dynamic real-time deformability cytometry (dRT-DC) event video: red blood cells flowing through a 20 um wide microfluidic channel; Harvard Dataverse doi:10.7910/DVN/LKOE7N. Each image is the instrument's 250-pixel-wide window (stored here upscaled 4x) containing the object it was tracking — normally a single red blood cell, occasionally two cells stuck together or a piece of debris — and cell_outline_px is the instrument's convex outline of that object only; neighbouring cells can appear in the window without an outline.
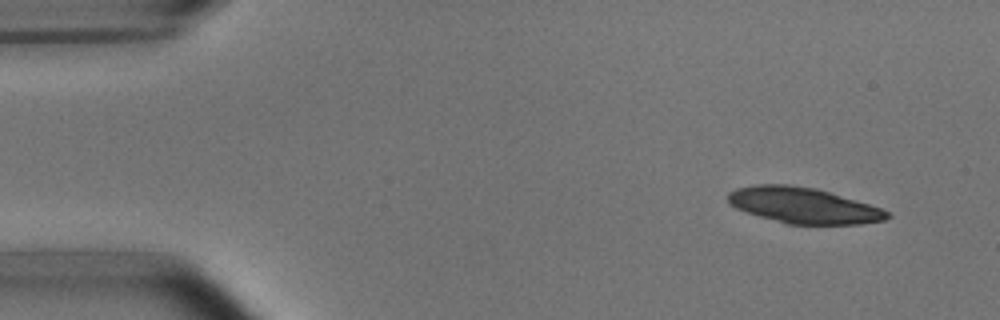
{"species": "common noctule bat (a hibernating species)", "species_latin": "Nyctalus noctula", "temperature_condition": "room temperature", "stored_images_in_passage": 6, "camera_frame_rate_fps": 3000, "um_per_image_px": 0.085, "animal": {"sex": "male", "body_mass_g": 15.6}, "frame": {"image": 1, "passage_image": 1, "time_ms": 0.0, "image_size_px": [1000, 320], "cell_outline_px": [[892, 216], [884, 220], [860, 224], [788, 224], [760, 216], [736, 208], [728, 204], [728, 192], [736, 188], [756, 184], [788, 184], [816, 188], [868, 204], [880, 208], [888, 212]], "centroid_in_image_um": [68.26, 17.45], "position_along_channel_um": 16.7, "area_um2": 32.95}}